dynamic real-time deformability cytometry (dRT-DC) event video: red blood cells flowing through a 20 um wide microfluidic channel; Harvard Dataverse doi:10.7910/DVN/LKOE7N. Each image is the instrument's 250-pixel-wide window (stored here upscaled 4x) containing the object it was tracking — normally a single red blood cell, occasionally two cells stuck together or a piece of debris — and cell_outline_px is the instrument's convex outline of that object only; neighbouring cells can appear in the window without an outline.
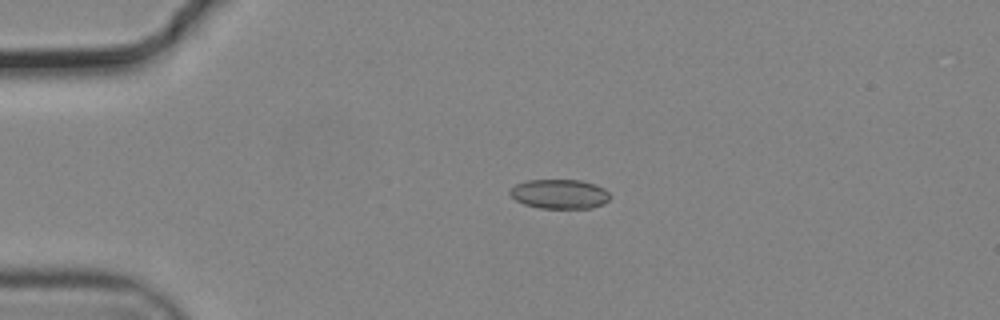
{"species": "common noctule bat (a hibernating species)", "species_latin": "Nyctalus noctula", "temperature_condition": "cold", "stored_images_in_passage": 45, "camera_frame_rate_fps": 3000, "um_per_image_px": 0.085, "animal": {"sex": "male", "body_mass_g": 19.2, "forearm_length_mm": 51.8}, "frame": {"image": 1, "passage_image": 2, "time_ms": 0.333, "image_size_px": [1000, 320], "cell_outline_px": [[608, 200], [604, 204], [592, 208], [540, 208], [524, 204], [516, 200], [508, 192], [516, 184], [528, 180], [580, 180], [596, 184], [604, 188], [608, 192]], "centroid_in_image_um": [47.57, 16.49], "position_along_channel_um": 37.4, "area_um2": 17.11}}
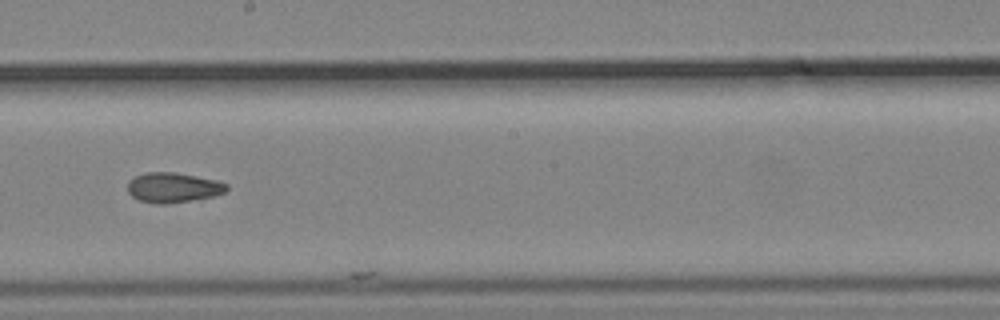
{"frame": {"image": 2, "passage_image": 21, "time_ms": 6.667, "image_size_px": [1000, 320], "cell_outline_px": [[228, 188], [224, 192], [216, 196], [164, 204], [156, 204], [140, 200], [132, 196], [128, 192], [128, 180], [144, 172], [176, 172], [216, 180], [228, 184]], "centroid_in_image_um": [14.71, 15.93], "position_along_channel_um": 233.5, "area_um2": 17.28}}
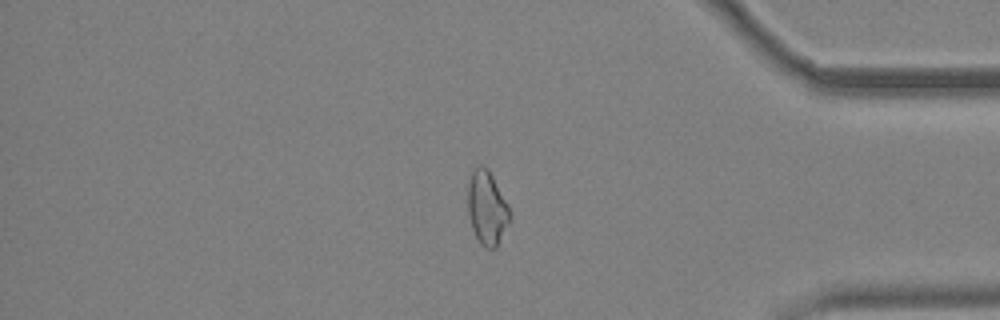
{"frame": {"image": 3, "passage_image": 36, "time_ms": 11.667, "image_size_px": [1000, 320], "cell_outline_px": [[512, 216], [496, 248], [484, 248], [480, 244], [472, 228], [468, 216], [468, 184], [472, 172], [480, 164], [488, 168], [508, 204], [512, 212]], "centroid_in_image_um": [41.41, 17.69], "position_along_channel_um": 393.8, "area_um2": 18.15}, "authors_computed_cell_mechanics": {"area_um2": 17.6868, "velocity_mm_per_s": 3.7115, "shape_relaxation_time_tau1_ms": null, "shape_relaxation_time_tau2_ms": 1.3768, "deformation_change_tau1": null, "deformation_change_tau2": 0.0783}}